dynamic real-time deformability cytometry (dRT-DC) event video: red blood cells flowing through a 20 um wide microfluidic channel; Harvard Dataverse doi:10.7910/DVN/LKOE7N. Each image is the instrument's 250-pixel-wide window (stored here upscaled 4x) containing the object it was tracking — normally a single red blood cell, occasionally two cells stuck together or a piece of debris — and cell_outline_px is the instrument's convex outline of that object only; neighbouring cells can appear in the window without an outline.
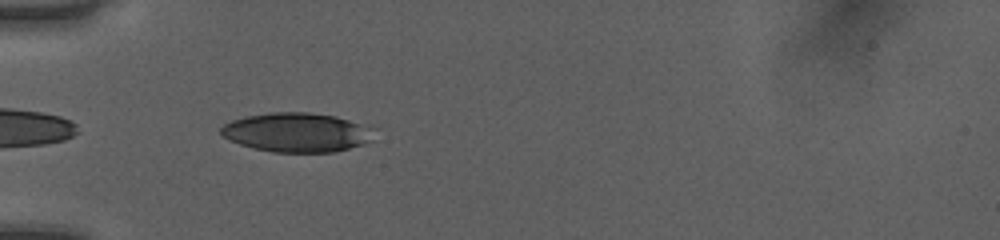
{"species": "human", "species_latin": "Homo sapiens", "temperature_condition": "room temperature", "stored_images_in_passage": 36, "camera_frame_rate_fps": 3000, "um_per_image_px": 0.085, "donor": {"sex": "female"}, "frame": {"image": 1, "passage_image": 2, "time_ms": 0.333, "image_size_px": [1000, 240], "cell_outline_px": [[376, 128], [368, 140], [364, 144], [332, 152], [272, 152], [240, 144], [228, 140], [220, 132], [220, 128], [224, 124], [232, 120], [248, 116], [268, 112], [308, 112], [336, 116]], "centroid_in_image_um": [25.22, 11.24], "position_along_channel_um": 59.8, "area_um2": 34.85}}
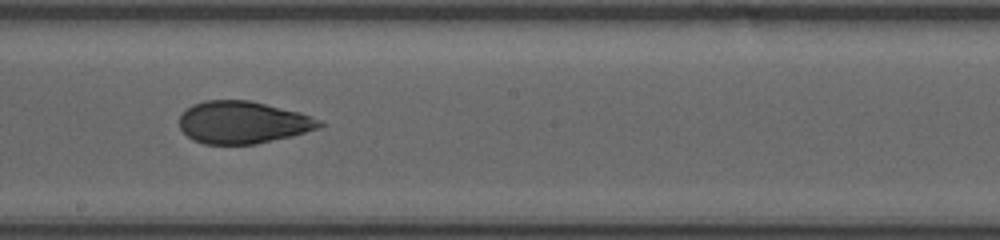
{"frame": {"image": 2, "passage_image": 15, "time_ms": 4.667, "image_size_px": [1000, 240], "cell_outline_px": [[324, 124], [320, 128], [292, 136], [256, 144], [204, 144], [192, 140], [180, 128], [180, 112], [192, 104], [204, 100], [248, 100], [300, 112], [312, 116], [320, 120]], "centroid_in_image_um": [20.63, 10.4], "position_along_channel_um": 227.6, "area_um2": 34.74}}
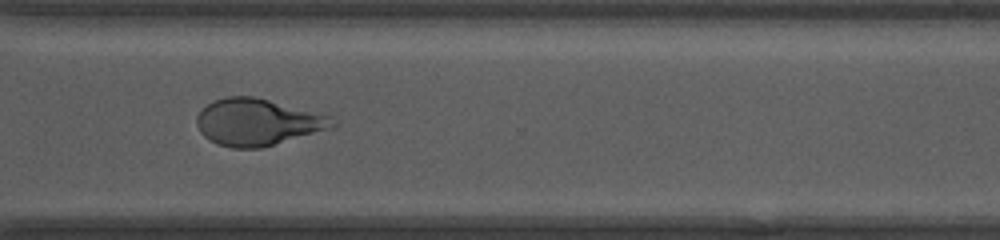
{"frame": {"image": 3, "passage_image": 24, "time_ms": 7.667, "image_size_px": [1000, 240], "cell_outline_px": [[336, 128], [260, 148], [232, 148], [216, 144], [208, 140], [200, 132], [196, 124], [196, 116], [208, 104], [216, 100], [228, 96], [252, 96], [332, 116], [336, 124]], "centroid_in_image_um": [21.92, 10.4], "position_along_channel_um": 348.7, "area_um2": 37.05}, "authors_computed_cell_mechanics": {"area_um2": 35.3158, "velocity_mm_per_s": 4.0576, "shape_relaxation_time_tau1_ms": 4.7917, "shape_relaxation_time_tau2_ms": 1.7945, "deformation_change_tau1": 0.1525, "deformation_change_tau2": 0.0823}}